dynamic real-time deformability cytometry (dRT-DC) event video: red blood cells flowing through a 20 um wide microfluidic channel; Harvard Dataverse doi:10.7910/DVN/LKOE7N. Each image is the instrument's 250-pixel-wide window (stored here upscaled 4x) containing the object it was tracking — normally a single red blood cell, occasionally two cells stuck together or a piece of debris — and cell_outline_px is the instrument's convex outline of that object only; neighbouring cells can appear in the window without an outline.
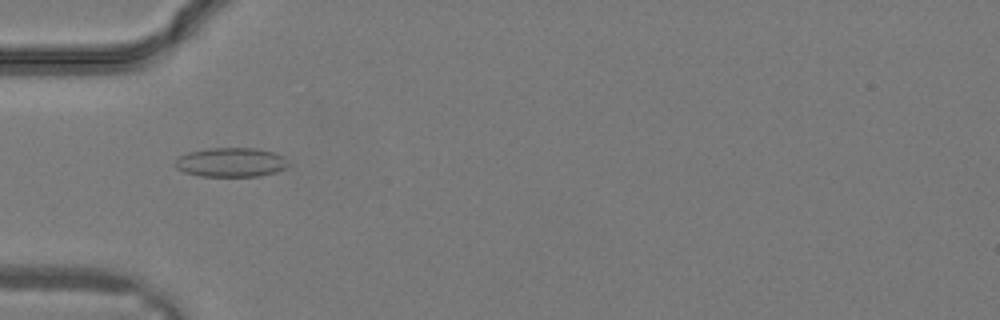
{"species": "common noctule bat (a hibernating species)", "species_latin": "Nyctalus noctula", "temperature_condition": "warm", "stored_images_in_passage": 31, "camera_frame_rate_fps": 3000, "um_per_image_px": 0.085, "animal": {"sex": "male", "body_mass_g": 19.2, "forearm_length_mm": 51.8}, "frame": {"image": 1, "passage_image": 10, "time_ms": 3.0, "image_size_px": [1000, 320], "cell_outline_px": [[288, 164], [284, 168], [276, 172], [260, 176], [200, 176], [184, 172], [176, 168], [176, 160], [180, 156], [188, 152], [208, 148], [256, 148], [272, 152], [280, 156]], "centroid_in_image_um": [19.59, 13.8], "position_along_channel_um": 65.4, "area_um2": 19.02}}
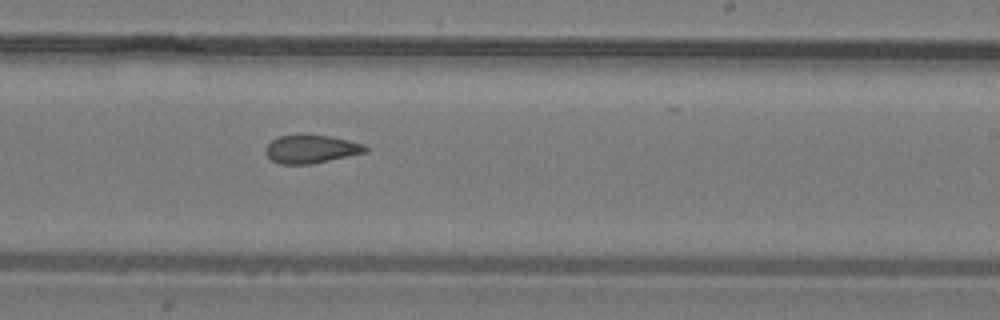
{"frame": {"image": 2, "passage_image": 19, "time_ms": 6.0, "image_size_px": [1000, 320], "cell_outline_px": [[368, 152], [312, 164], [280, 164], [272, 160], [264, 152], [268, 144], [272, 140], [280, 136], [300, 132], [332, 136], [364, 144], [368, 148]], "centroid_in_image_um": [26.45, 12.64], "position_along_channel_um": 262.5, "area_um2": 16.94}}
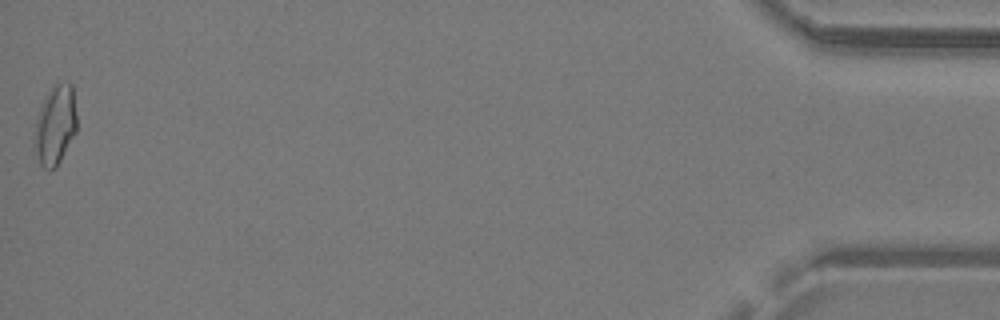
{"frame": {"image": 3, "passage_image": 31, "time_ms": 10.0, "image_size_px": [1000, 320], "cell_outline_px": [[76, 132], [56, 168], [44, 168], [40, 164], [32, 140], [36, 120], [44, 96], [56, 84], [68, 80], [72, 84], [76, 116]], "centroid_in_image_um": [4.68, 10.62], "position_along_channel_um": 430.5, "area_um2": 19.65}}